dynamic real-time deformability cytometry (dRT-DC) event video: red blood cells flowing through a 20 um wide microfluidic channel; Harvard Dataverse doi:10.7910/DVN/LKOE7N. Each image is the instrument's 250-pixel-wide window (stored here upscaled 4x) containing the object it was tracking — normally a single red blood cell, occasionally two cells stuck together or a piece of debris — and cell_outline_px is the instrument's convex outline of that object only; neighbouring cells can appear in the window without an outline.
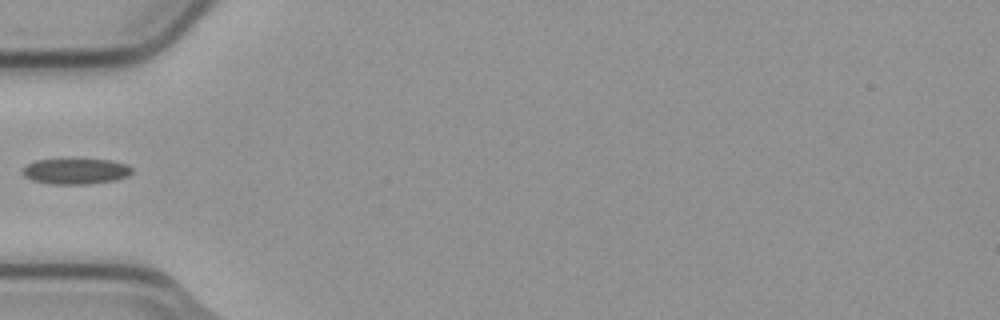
{"species": "common noctule bat (a hibernating species)", "species_latin": "Nyctalus noctula", "temperature_condition": "cold", "stored_images_in_passage": 5, "camera_frame_rate_fps": 3000, "um_per_image_px": 0.085, "animal": {"sex": "male", "body_mass_g": 23.1, "forearm_length_mm": 52.7}, "frame": {"image": 1, "passage_image": 4, "time_ms": 1.0, "image_size_px": [1000, 320], "cell_outline_px": [[132, 172], [128, 176], [116, 180], [88, 184], [48, 184], [32, 180], [24, 176], [20, 172], [28, 164], [36, 160], [112, 160], [128, 164], [132, 168]], "centroid_in_image_um": [6.45, 14.57], "position_along_channel_um": 78.5, "area_um2": 16.36}}
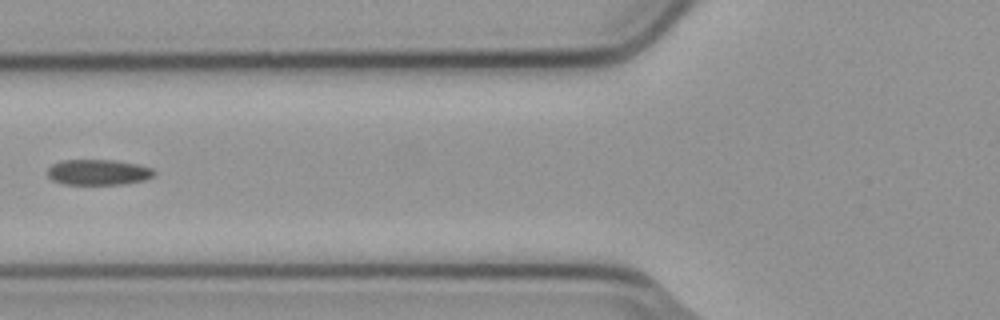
{"frame": {"image": 2, "passage_image": 5, "time_ms": 1.333, "image_size_px": [1000, 320], "cell_outline_px": [[156, 172], [152, 176], [144, 180], [124, 184], [64, 184], [52, 180], [48, 176], [48, 168], [52, 164], [64, 160], [116, 160], [136, 164], [152, 168]], "centroid_in_image_um": [8.35, 14.64], "position_along_channel_um": 117.5, "area_um2": 15.84}}